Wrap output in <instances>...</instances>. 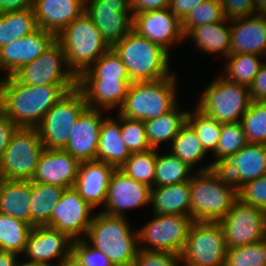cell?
<instances>
[{
	"mask_svg": "<svg viewBox=\"0 0 266 266\" xmlns=\"http://www.w3.org/2000/svg\"><path fill=\"white\" fill-rule=\"evenodd\" d=\"M77 85L31 86L14 76L0 79V109L18 128H37L46 113Z\"/></svg>",
	"mask_w": 266,
	"mask_h": 266,
	"instance_id": "6da1fadb",
	"label": "cell"
},
{
	"mask_svg": "<svg viewBox=\"0 0 266 266\" xmlns=\"http://www.w3.org/2000/svg\"><path fill=\"white\" fill-rule=\"evenodd\" d=\"M193 173L191 218L196 222H219L238 199V189L216 167Z\"/></svg>",
	"mask_w": 266,
	"mask_h": 266,
	"instance_id": "7a4b0ae2",
	"label": "cell"
},
{
	"mask_svg": "<svg viewBox=\"0 0 266 266\" xmlns=\"http://www.w3.org/2000/svg\"><path fill=\"white\" fill-rule=\"evenodd\" d=\"M128 221L102 211L94 214L84 240L104 252L114 266H133L140 248L138 232L133 233Z\"/></svg>",
	"mask_w": 266,
	"mask_h": 266,
	"instance_id": "3957f363",
	"label": "cell"
},
{
	"mask_svg": "<svg viewBox=\"0 0 266 266\" xmlns=\"http://www.w3.org/2000/svg\"><path fill=\"white\" fill-rule=\"evenodd\" d=\"M112 48L125 65L131 82L154 81L174 74L168 63L170 52L133 29Z\"/></svg>",
	"mask_w": 266,
	"mask_h": 266,
	"instance_id": "277c9868",
	"label": "cell"
},
{
	"mask_svg": "<svg viewBox=\"0 0 266 266\" xmlns=\"http://www.w3.org/2000/svg\"><path fill=\"white\" fill-rule=\"evenodd\" d=\"M57 41L63 47L68 68L77 78L110 48L85 12L57 35Z\"/></svg>",
	"mask_w": 266,
	"mask_h": 266,
	"instance_id": "5b68a950",
	"label": "cell"
},
{
	"mask_svg": "<svg viewBox=\"0 0 266 266\" xmlns=\"http://www.w3.org/2000/svg\"><path fill=\"white\" fill-rule=\"evenodd\" d=\"M176 74L154 81L132 82L123 105L121 116L135 120H150L172 110L177 103Z\"/></svg>",
	"mask_w": 266,
	"mask_h": 266,
	"instance_id": "8992f818",
	"label": "cell"
},
{
	"mask_svg": "<svg viewBox=\"0 0 266 266\" xmlns=\"http://www.w3.org/2000/svg\"><path fill=\"white\" fill-rule=\"evenodd\" d=\"M251 102L249 87L219 76L201 95L195 108L219 123L240 122Z\"/></svg>",
	"mask_w": 266,
	"mask_h": 266,
	"instance_id": "52a82bcc",
	"label": "cell"
},
{
	"mask_svg": "<svg viewBox=\"0 0 266 266\" xmlns=\"http://www.w3.org/2000/svg\"><path fill=\"white\" fill-rule=\"evenodd\" d=\"M44 149L37 128H17L0 158V179L32 180Z\"/></svg>",
	"mask_w": 266,
	"mask_h": 266,
	"instance_id": "ba28073f",
	"label": "cell"
},
{
	"mask_svg": "<svg viewBox=\"0 0 266 266\" xmlns=\"http://www.w3.org/2000/svg\"><path fill=\"white\" fill-rule=\"evenodd\" d=\"M87 107L83 93L75 88L66 93L44 116L37 127L45 149H64L72 128Z\"/></svg>",
	"mask_w": 266,
	"mask_h": 266,
	"instance_id": "9c48e42d",
	"label": "cell"
},
{
	"mask_svg": "<svg viewBox=\"0 0 266 266\" xmlns=\"http://www.w3.org/2000/svg\"><path fill=\"white\" fill-rule=\"evenodd\" d=\"M225 236L218 222H196L189 229L181 259L184 266H223Z\"/></svg>",
	"mask_w": 266,
	"mask_h": 266,
	"instance_id": "30bf717a",
	"label": "cell"
},
{
	"mask_svg": "<svg viewBox=\"0 0 266 266\" xmlns=\"http://www.w3.org/2000/svg\"><path fill=\"white\" fill-rule=\"evenodd\" d=\"M193 222L190 216L154 214L150 222L137 230L139 248L180 255Z\"/></svg>",
	"mask_w": 266,
	"mask_h": 266,
	"instance_id": "8fae6325",
	"label": "cell"
},
{
	"mask_svg": "<svg viewBox=\"0 0 266 266\" xmlns=\"http://www.w3.org/2000/svg\"><path fill=\"white\" fill-rule=\"evenodd\" d=\"M63 65L65 70L62 68ZM13 76L20 83L31 86L77 85V77L68 68L65 52L57 40L49 49L24 65Z\"/></svg>",
	"mask_w": 266,
	"mask_h": 266,
	"instance_id": "7c38bea8",
	"label": "cell"
},
{
	"mask_svg": "<svg viewBox=\"0 0 266 266\" xmlns=\"http://www.w3.org/2000/svg\"><path fill=\"white\" fill-rule=\"evenodd\" d=\"M228 249L249 245L266 238V212L237 199L218 222Z\"/></svg>",
	"mask_w": 266,
	"mask_h": 266,
	"instance_id": "4fadbf2b",
	"label": "cell"
},
{
	"mask_svg": "<svg viewBox=\"0 0 266 266\" xmlns=\"http://www.w3.org/2000/svg\"><path fill=\"white\" fill-rule=\"evenodd\" d=\"M84 12L92 19L110 48L132 30L130 0H85Z\"/></svg>",
	"mask_w": 266,
	"mask_h": 266,
	"instance_id": "5bb4252c",
	"label": "cell"
},
{
	"mask_svg": "<svg viewBox=\"0 0 266 266\" xmlns=\"http://www.w3.org/2000/svg\"><path fill=\"white\" fill-rule=\"evenodd\" d=\"M92 211L73 187L66 188L52 210L50 227L67 234L73 241L84 239L94 217Z\"/></svg>",
	"mask_w": 266,
	"mask_h": 266,
	"instance_id": "9a60e30c",
	"label": "cell"
},
{
	"mask_svg": "<svg viewBox=\"0 0 266 266\" xmlns=\"http://www.w3.org/2000/svg\"><path fill=\"white\" fill-rule=\"evenodd\" d=\"M132 29L168 52L170 45L185 40L182 22L169 8L133 13Z\"/></svg>",
	"mask_w": 266,
	"mask_h": 266,
	"instance_id": "2e32d148",
	"label": "cell"
},
{
	"mask_svg": "<svg viewBox=\"0 0 266 266\" xmlns=\"http://www.w3.org/2000/svg\"><path fill=\"white\" fill-rule=\"evenodd\" d=\"M151 188L116 169L110 179L103 213L125 217L127 210H133L150 203Z\"/></svg>",
	"mask_w": 266,
	"mask_h": 266,
	"instance_id": "e0dca14e",
	"label": "cell"
},
{
	"mask_svg": "<svg viewBox=\"0 0 266 266\" xmlns=\"http://www.w3.org/2000/svg\"><path fill=\"white\" fill-rule=\"evenodd\" d=\"M57 40L52 32L38 28L33 33L0 48V69L13 76L24 65L32 62Z\"/></svg>",
	"mask_w": 266,
	"mask_h": 266,
	"instance_id": "ac0fdd59",
	"label": "cell"
},
{
	"mask_svg": "<svg viewBox=\"0 0 266 266\" xmlns=\"http://www.w3.org/2000/svg\"><path fill=\"white\" fill-rule=\"evenodd\" d=\"M216 168L239 189L246 182L266 174V144L247 143Z\"/></svg>",
	"mask_w": 266,
	"mask_h": 266,
	"instance_id": "d6986e66",
	"label": "cell"
},
{
	"mask_svg": "<svg viewBox=\"0 0 266 266\" xmlns=\"http://www.w3.org/2000/svg\"><path fill=\"white\" fill-rule=\"evenodd\" d=\"M102 114L103 109L86 107L74 123L64 150L80 162L96 160Z\"/></svg>",
	"mask_w": 266,
	"mask_h": 266,
	"instance_id": "ffe728a7",
	"label": "cell"
},
{
	"mask_svg": "<svg viewBox=\"0 0 266 266\" xmlns=\"http://www.w3.org/2000/svg\"><path fill=\"white\" fill-rule=\"evenodd\" d=\"M73 240L65 233L49 226L33 227L22 253L29 261L52 263L58 258L60 264L72 252ZM51 261V262H50Z\"/></svg>",
	"mask_w": 266,
	"mask_h": 266,
	"instance_id": "44dd1931",
	"label": "cell"
},
{
	"mask_svg": "<svg viewBox=\"0 0 266 266\" xmlns=\"http://www.w3.org/2000/svg\"><path fill=\"white\" fill-rule=\"evenodd\" d=\"M80 163L64 149H44L31 181L71 188L77 178Z\"/></svg>",
	"mask_w": 266,
	"mask_h": 266,
	"instance_id": "7402d4cb",
	"label": "cell"
},
{
	"mask_svg": "<svg viewBox=\"0 0 266 266\" xmlns=\"http://www.w3.org/2000/svg\"><path fill=\"white\" fill-rule=\"evenodd\" d=\"M115 170L114 166L97 160L81 162L73 188L93 209L104 207Z\"/></svg>",
	"mask_w": 266,
	"mask_h": 266,
	"instance_id": "603a6c76",
	"label": "cell"
},
{
	"mask_svg": "<svg viewBox=\"0 0 266 266\" xmlns=\"http://www.w3.org/2000/svg\"><path fill=\"white\" fill-rule=\"evenodd\" d=\"M242 53L266 57V15L231 20L229 55Z\"/></svg>",
	"mask_w": 266,
	"mask_h": 266,
	"instance_id": "cb8c5ba5",
	"label": "cell"
},
{
	"mask_svg": "<svg viewBox=\"0 0 266 266\" xmlns=\"http://www.w3.org/2000/svg\"><path fill=\"white\" fill-rule=\"evenodd\" d=\"M131 83L130 79L77 78V88L83 93L87 107L104 111L123 105Z\"/></svg>",
	"mask_w": 266,
	"mask_h": 266,
	"instance_id": "d4e9b609",
	"label": "cell"
},
{
	"mask_svg": "<svg viewBox=\"0 0 266 266\" xmlns=\"http://www.w3.org/2000/svg\"><path fill=\"white\" fill-rule=\"evenodd\" d=\"M32 9L38 27L57 36L85 11V0H34Z\"/></svg>",
	"mask_w": 266,
	"mask_h": 266,
	"instance_id": "484cf974",
	"label": "cell"
},
{
	"mask_svg": "<svg viewBox=\"0 0 266 266\" xmlns=\"http://www.w3.org/2000/svg\"><path fill=\"white\" fill-rule=\"evenodd\" d=\"M116 119L106 116L99 134L96 160L114 166L116 169L126 162L131 153L121 136V115Z\"/></svg>",
	"mask_w": 266,
	"mask_h": 266,
	"instance_id": "4316f807",
	"label": "cell"
},
{
	"mask_svg": "<svg viewBox=\"0 0 266 266\" xmlns=\"http://www.w3.org/2000/svg\"><path fill=\"white\" fill-rule=\"evenodd\" d=\"M190 181L151 188L150 203L153 213L191 217Z\"/></svg>",
	"mask_w": 266,
	"mask_h": 266,
	"instance_id": "83f0119b",
	"label": "cell"
},
{
	"mask_svg": "<svg viewBox=\"0 0 266 266\" xmlns=\"http://www.w3.org/2000/svg\"><path fill=\"white\" fill-rule=\"evenodd\" d=\"M230 35L231 20L224 18L221 21L191 28L184 38L192 39L198 50L201 49L209 54L220 53V57L226 58L229 55Z\"/></svg>",
	"mask_w": 266,
	"mask_h": 266,
	"instance_id": "f1b7e54d",
	"label": "cell"
},
{
	"mask_svg": "<svg viewBox=\"0 0 266 266\" xmlns=\"http://www.w3.org/2000/svg\"><path fill=\"white\" fill-rule=\"evenodd\" d=\"M31 180L0 179V213L30 225Z\"/></svg>",
	"mask_w": 266,
	"mask_h": 266,
	"instance_id": "f546056e",
	"label": "cell"
},
{
	"mask_svg": "<svg viewBox=\"0 0 266 266\" xmlns=\"http://www.w3.org/2000/svg\"><path fill=\"white\" fill-rule=\"evenodd\" d=\"M65 188L31 181L30 225L49 226L54 206Z\"/></svg>",
	"mask_w": 266,
	"mask_h": 266,
	"instance_id": "4dcf8cb0",
	"label": "cell"
},
{
	"mask_svg": "<svg viewBox=\"0 0 266 266\" xmlns=\"http://www.w3.org/2000/svg\"><path fill=\"white\" fill-rule=\"evenodd\" d=\"M178 107L176 105L169 112L144 121L147 139L152 149H157L162 142L171 143L186 123L188 111H180Z\"/></svg>",
	"mask_w": 266,
	"mask_h": 266,
	"instance_id": "1f68e13d",
	"label": "cell"
},
{
	"mask_svg": "<svg viewBox=\"0 0 266 266\" xmlns=\"http://www.w3.org/2000/svg\"><path fill=\"white\" fill-rule=\"evenodd\" d=\"M38 28L32 8L0 13V48Z\"/></svg>",
	"mask_w": 266,
	"mask_h": 266,
	"instance_id": "d6a6232c",
	"label": "cell"
},
{
	"mask_svg": "<svg viewBox=\"0 0 266 266\" xmlns=\"http://www.w3.org/2000/svg\"><path fill=\"white\" fill-rule=\"evenodd\" d=\"M247 143L246 134L240 122L223 123L217 147L213 152L215 160L205 167L198 168V171H207L217 167L228 156L236 154Z\"/></svg>",
	"mask_w": 266,
	"mask_h": 266,
	"instance_id": "836d02e7",
	"label": "cell"
},
{
	"mask_svg": "<svg viewBox=\"0 0 266 266\" xmlns=\"http://www.w3.org/2000/svg\"><path fill=\"white\" fill-rule=\"evenodd\" d=\"M192 171L193 168L171 153L163 155L157 153L154 187L190 181L193 176Z\"/></svg>",
	"mask_w": 266,
	"mask_h": 266,
	"instance_id": "e575fe53",
	"label": "cell"
},
{
	"mask_svg": "<svg viewBox=\"0 0 266 266\" xmlns=\"http://www.w3.org/2000/svg\"><path fill=\"white\" fill-rule=\"evenodd\" d=\"M261 57L263 56L247 53L228 55L225 58L227 63L222 76L227 80L249 87L264 63L260 61Z\"/></svg>",
	"mask_w": 266,
	"mask_h": 266,
	"instance_id": "d590c367",
	"label": "cell"
},
{
	"mask_svg": "<svg viewBox=\"0 0 266 266\" xmlns=\"http://www.w3.org/2000/svg\"><path fill=\"white\" fill-rule=\"evenodd\" d=\"M32 229L24 221L0 213V250L22 255Z\"/></svg>",
	"mask_w": 266,
	"mask_h": 266,
	"instance_id": "8d00e7d4",
	"label": "cell"
},
{
	"mask_svg": "<svg viewBox=\"0 0 266 266\" xmlns=\"http://www.w3.org/2000/svg\"><path fill=\"white\" fill-rule=\"evenodd\" d=\"M170 147V153L187 163L191 168L196 166L200 160L202 161L207 154L195 131L187 122L172 140Z\"/></svg>",
	"mask_w": 266,
	"mask_h": 266,
	"instance_id": "74e56055",
	"label": "cell"
},
{
	"mask_svg": "<svg viewBox=\"0 0 266 266\" xmlns=\"http://www.w3.org/2000/svg\"><path fill=\"white\" fill-rule=\"evenodd\" d=\"M157 150L150 149L145 152L131 153L130 157L120 167V170L134 180L154 187Z\"/></svg>",
	"mask_w": 266,
	"mask_h": 266,
	"instance_id": "f35d334b",
	"label": "cell"
},
{
	"mask_svg": "<svg viewBox=\"0 0 266 266\" xmlns=\"http://www.w3.org/2000/svg\"><path fill=\"white\" fill-rule=\"evenodd\" d=\"M186 122L193 128L205 151L214 152L222 130V123L195 109L187 112Z\"/></svg>",
	"mask_w": 266,
	"mask_h": 266,
	"instance_id": "ab89813d",
	"label": "cell"
},
{
	"mask_svg": "<svg viewBox=\"0 0 266 266\" xmlns=\"http://www.w3.org/2000/svg\"><path fill=\"white\" fill-rule=\"evenodd\" d=\"M240 123L248 143L266 144V101L251 100Z\"/></svg>",
	"mask_w": 266,
	"mask_h": 266,
	"instance_id": "60d3db41",
	"label": "cell"
},
{
	"mask_svg": "<svg viewBox=\"0 0 266 266\" xmlns=\"http://www.w3.org/2000/svg\"><path fill=\"white\" fill-rule=\"evenodd\" d=\"M78 78L130 79L125 65L113 48H109Z\"/></svg>",
	"mask_w": 266,
	"mask_h": 266,
	"instance_id": "b9f144b4",
	"label": "cell"
},
{
	"mask_svg": "<svg viewBox=\"0 0 266 266\" xmlns=\"http://www.w3.org/2000/svg\"><path fill=\"white\" fill-rule=\"evenodd\" d=\"M223 266H266V238L227 249Z\"/></svg>",
	"mask_w": 266,
	"mask_h": 266,
	"instance_id": "7bdbcfd3",
	"label": "cell"
},
{
	"mask_svg": "<svg viewBox=\"0 0 266 266\" xmlns=\"http://www.w3.org/2000/svg\"><path fill=\"white\" fill-rule=\"evenodd\" d=\"M224 19L220 0H207L196 6L182 21L184 35L194 27L214 23Z\"/></svg>",
	"mask_w": 266,
	"mask_h": 266,
	"instance_id": "ee69618b",
	"label": "cell"
},
{
	"mask_svg": "<svg viewBox=\"0 0 266 266\" xmlns=\"http://www.w3.org/2000/svg\"><path fill=\"white\" fill-rule=\"evenodd\" d=\"M121 136L130 153L145 152L151 148L143 120L121 116Z\"/></svg>",
	"mask_w": 266,
	"mask_h": 266,
	"instance_id": "f6af8a7d",
	"label": "cell"
},
{
	"mask_svg": "<svg viewBox=\"0 0 266 266\" xmlns=\"http://www.w3.org/2000/svg\"><path fill=\"white\" fill-rule=\"evenodd\" d=\"M238 199L266 212V174L242 185L238 189Z\"/></svg>",
	"mask_w": 266,
	"mask_h": 266,
	"instance_id": "bcb514c9",
	"label": "cell"
},
{
	"mask_svg": "<svg viewBox=\"0 0 266 266\" xmlns=\"http://www.w3.org/2000/svg\"><path fill=\"white\" fill-rule=\"evenodd\" d=\"M181 261V255L175 253L140 249L133 266H181Z\"/></svg>",
	"mask_w": 266,
	"mask_h": 266,
	"instance_id": "7dc6e473",
	"label": "cell"
},
{
	"mask_svg": "<svg viewBox=\"0 0 266 266\" xmlns=\"http://www.w3.org/2000/svg\"><path fill=\"white\" fill-rule=\"evenodd\" d=\"M72 252L86 266H114L104 252L90 246L84 239L73 241Z\"/></svg>",
	"mask_w": 266,
	"mask_h": 266,
	"instance_id": "c3c4849f",
	"label": "cell"
},
{
	"mask_svg": "<svg viewBox=\"0 0 266 266\" xmlns=\"http://www.w3.org/2000/svg\"><path fill=\"white\" fill-rule=\"evenodd\" d=\"M224 18L233 20L255 14L254 0H220Z\"/></svg>",
	"mask_w": 266,
	"mask_h": 266,
	"instance_id": "681fc988",
	"label": "cell"
},
{
	"mask_svg": "<svg viewBox=\"0 0 266 266\" xmlns=\"http://www.w3.org/2000/svg\"><path fill=\"white\" fill-rule=\"evenodd\" d=\"M250 98L254 101H266V62L263 63L253 83L249 86Z\"/></svg>",
	"mask_w": 266,
	"mask_h": 266,
	"instance_id": "f907efd6",
	"label": "cell"
},
{
	"mask_svg": "<svg viewBox=\"0 0 266 266\" xmlns=\"http://www.w3.org/2000/svg\"><path fill=\"white\" fill-rule=\"evenodd\" d=\"M18 127L0 109V158L8 147L12 134Z\"/></svg>",
	"mask_w": 266,
	"mask_h": 266,
	"instance_id": "816d5d0a",
	"label": "cell"
},
{
	"mask_svg": "<svg viewBox=\"0 0 266 266\" xmlns=\"http://www.w3.org/2000/svg\"><path fill=\"white\" fill-rule=\"evenodd\" d=\"M207 0H171L170 11L182 22L200 3Z\"/></svg>",
	"mask_w": 266,
	"mask_h": 266,
	"instance_id": "f5cc1de1",
	"label": "cell"
},
{
	"mask_svg": "<svg viewBox=\"0 0 266 266\" xmlns=\"http://www.w3.org/2000/svg\"><path fill=\"white\" fill-rule=\"evenodd\" d=\"M171 0H130L133 13L168 8Z\"/></svg>",
	"mask_w": 266,
	"mask_h": 266,
	"instance_id": "db71d44e",
	"label": "cell"
},
{
	"mask_svg": "<svg viewBox=\"0 0 266 266\" xmlns=\"http://www.w3.org/2000/svg\"><path fill=\"white\" fill-rule=\"evenodd\" d=\"M34 0H0V13L32 8Z\"/></svg>",
	"mask_w": 266,
	"mask_h": 266,
	"instance_id": "11a10c76",
	"label": "cell"
},
{
	"mask_svg": "<svg viewBox=\"0 0 266 266\" xmlns=\"http://www.w3.org/2000/svg\"><path fill=\"white\" fill-rule=\"evenodd\" d=\"M18 256L15 253L0 250V266H17Z\"/></svg>",
	"mask_w": 266,
	"mask_h": 266,
	"instance_id": "9f6ffc18",
	"label": "cell"
},
{
	"mask_svg": "<svg viewBox=\"0 0 266 266\" xmlns=\"http://www.w3.org/2000/svg\"><path fill=\"white\" fill-rule=\"evenodd\" d=\"M60 266H86L81 260L71 252L67 258L60 264Z\"/></svg>",
	"mask_w": 266,
	"mask_h": 266,
	"instance_id": "6f0895ef",
	"label": "cell"
},
{
	"mask_svg": "<svg viewBox=\"0 0 266 266\" xmlns=\"http://www.w3.org/2000/svg\"><path fill=\"white\" fill-rule=\"evenodd\" d=\"M17 266H59L57 263L51 264V263H47V262H38V261H29V260H23L22 261H18Z\"/></svg>",
	"mask_w": 266,
	"mask_h": 266,
	"instance_id": "680465c9",
	"label": "cell"
},
{
	"mask_svg": "<svg viewBox=\"0 0 266 266\" xmlns=\"http://www.w3.org/2000/svg\"><path fill=\"white\" fill-rule=\"evenodd\" d=\"M255 1V14L266 15V0Z\"/></svg>",
	"mask_w": 266,
	"mask_h": 266,
	"instance_id": "91938a15",
	"label": "cell"
}]
</instances>
